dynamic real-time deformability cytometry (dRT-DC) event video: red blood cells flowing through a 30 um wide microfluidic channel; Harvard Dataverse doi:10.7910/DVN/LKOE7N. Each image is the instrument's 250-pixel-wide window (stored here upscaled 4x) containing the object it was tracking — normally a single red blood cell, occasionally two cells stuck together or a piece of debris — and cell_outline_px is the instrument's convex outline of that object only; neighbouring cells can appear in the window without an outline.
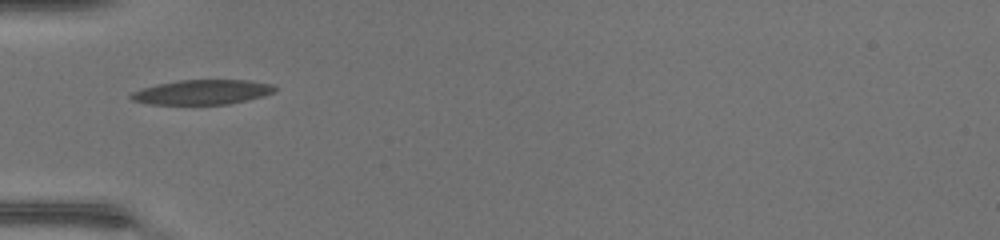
{"species": "common noctule bat (a hibernating species)", "species_latin": "Nyctalus noctula", "temperature_condition": "warm", "stored_images_in_passage": 32, "camera_frame_rate_fps": 3000, "um_per_image_px": 0.085, "animal": {"sex": "female", "body_mass_g": 17.0, "forearm_length_mm": 48.0}, "frame": {"image": 1, "passage_image": 2, "time_ms": 0.333, "image_size_px": [1000, 240], "cell_outline_px": [[276, 92], [264, 96], [228, 104], [148, 104], [132, 100], [128, 96], [132, 92], [140, 88], [156, 84], [180, 80], [248, 80], [272, 84], [276, 88]], "centroid_in_image_um": [17.17, 7.83], "position_along_channel_um": 67.8, "area_um2": 20.81}}
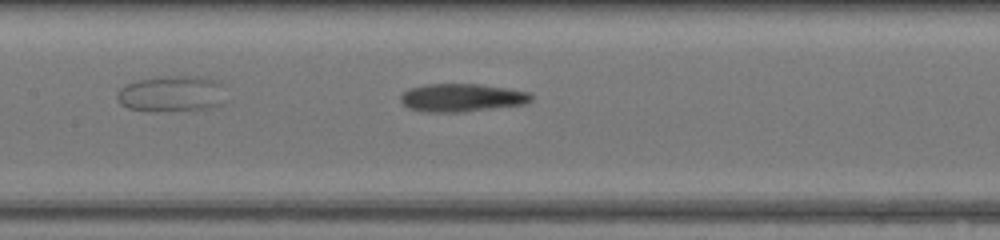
{"frame": {"image": 2, "passage_image": 9, "time_ms": 2.667, "image_size_px": [1000, 240], "cell_outline_px": [[532, 100], [524, 104], [464, 112], [424, 112], [408, 108], [400, 100], [400, 96], [404, 92], [412, 88], [424, 84], [480, 84], [508, 88], [528, 92], [532, 96]], "centroid_in_image_um": [39.25, 8.3], "position_along_channel_um": 168.2, "area_um2": 21.33}}
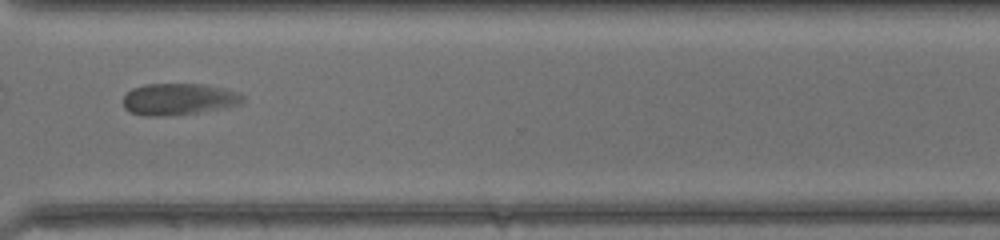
{"frame": {"image": 3, "passage_image": 22, "time_ms": 7.0, "image_size_px": [1000, 240], "cell_outline_px": [[244, 100], [240, 104], [224, 108], [176, 116], [144, 116], [128, 112], [124, 108], [124, 96], [132, 88], [144, 84], [204, 84], [224, 88], [240, 92], [244, 96]], "centroid_in_image_um": [15.2, 8.44], "position_along_channel_um": 355.4, "area_um2": 22.48}, "authors_computed_cell_mechanics": {"area_um2": 21.8484, "velocity_mm_per_s": 4.3252, "shape_relaxation_time_tau1_ms": null, "shape_relaxation_time_tau2_ms": 1.4381, "deformation_change_tau1": null, "deformation_change_tau2": 0.0723}}